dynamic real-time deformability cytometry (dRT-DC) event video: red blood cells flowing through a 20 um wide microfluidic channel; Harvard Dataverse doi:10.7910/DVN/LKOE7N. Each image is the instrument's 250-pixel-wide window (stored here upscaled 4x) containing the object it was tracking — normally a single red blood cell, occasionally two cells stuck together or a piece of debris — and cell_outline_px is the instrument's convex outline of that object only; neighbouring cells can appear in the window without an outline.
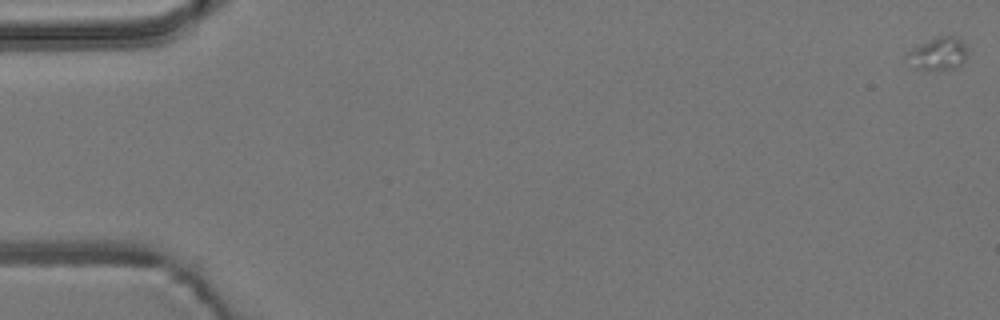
{"species": "common noctule bat (a hibernating species)", "species_latin": "Nyctalus noctula", "temperature_condition": "room temperature", "stored_images_in_passage": 22, "camera_frame_rate_fps": 3000, "um_per_image_px": 0.085, "animal": {"sex": "male", "body_mass_g": 19.2, "forearm_length_mm": 51.8}, "frame": {"image": 1, "passage_image": 1, "time_ms": 0.0, "image_size_px": [1000, 320], "cell_outline_px": [[968, 52], [964, 60], [956, 68], [916, 68], [904, 60], [904, 56], [912, 48], [936, 36], [952, 36], [960, 40], [968, 48]], "centroid_in_image_um": [79.71, 4.54], "position_along_channel_um": 5.3, "area_um2": 11.33}}